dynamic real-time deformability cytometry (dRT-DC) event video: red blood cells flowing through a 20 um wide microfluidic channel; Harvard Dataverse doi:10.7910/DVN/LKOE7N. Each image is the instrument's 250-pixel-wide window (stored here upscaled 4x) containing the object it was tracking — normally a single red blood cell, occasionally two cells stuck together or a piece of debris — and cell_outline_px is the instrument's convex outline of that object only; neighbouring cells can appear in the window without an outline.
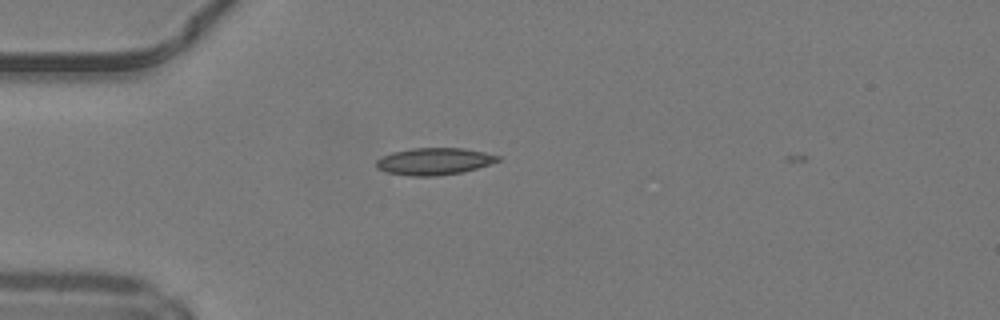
{"species": "common noctule bat (a hibernating species)", "species_latin": "Nyctalus noctula", "temperature_condition": "warm", "stored_images_in_passage": 4, "camera_frame_rate_fps": 3000, "um_per_image_px": 0.085, "animal": {"sex": "male", "body_mass_g": 19.2, "forearm_length_mm": 51.8}, "frame": {"image": 1, "passage_image": 2, "time_ms": 0.333, "image_size_px": [1000, 320], "cell_outline_px": [[500, 160], [476, 168], [460, 172], [436, 176], [408, 176], [384, 172], [376, 168], [376, 160], [392, 152], [412, 148], [464, 148], [484, 152], [500, 156]], "centroid_in_image_um": [36.86, 13.71], "position_along_channel_um": 48.1, "area_um2": 19.07}}